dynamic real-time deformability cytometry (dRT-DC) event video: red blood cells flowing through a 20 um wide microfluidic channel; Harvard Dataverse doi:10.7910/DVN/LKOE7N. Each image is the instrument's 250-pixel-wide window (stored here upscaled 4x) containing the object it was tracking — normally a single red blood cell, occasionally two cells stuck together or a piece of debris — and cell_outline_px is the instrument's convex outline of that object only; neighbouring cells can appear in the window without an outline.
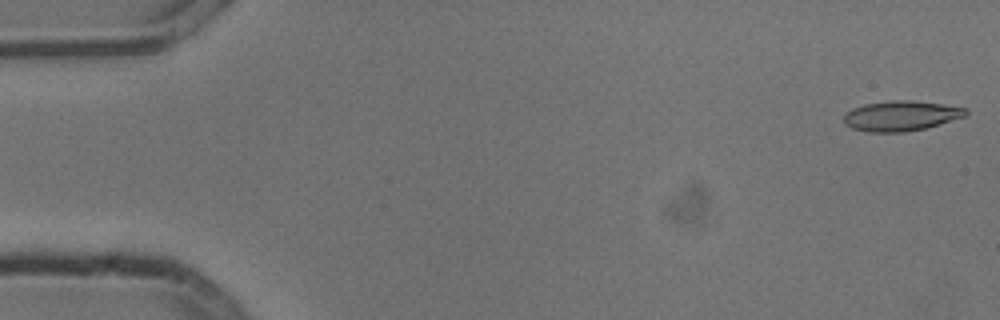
{"species": "common noctule bat (a hibernating species)", "species_latin": "Nyctalus noctula", "temperature_condition": "cold", "stored_images_in_passage": 5, "camera_frame_rate_fps": 3000, "um_per_image_px": 0.085, "animal": {"sex": "male", "body_mass_g": 13.3}, "frame": {"image": 1, "passage_image": 1, "time_ms": 0.0, "image_size_px": [1000, 320], "cell_outline_px": [[968, 112], [964, 116], [940, 124], [924, 128], [904, 132], [868, 132], [852, 128], [844, 124], [844, 116], [852, 108], [864, 104], [892, 100], [908, 100], [940, 104], [968, 108]], "centroid_in_image_um": [76.56, 9.85], "position_along_channel_um": 8.4, "area_um2": 21.21}}
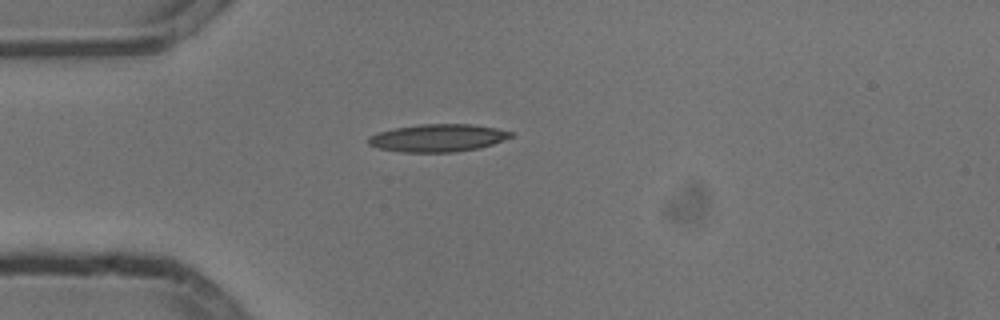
{"frame": {"image": 2, "passage_image": 4, "time_ms": 1.0, "image_size_px": [1000, 320], "cell_outline_px": [[512, 136], [492, 144], [480, 148], [456, 152], [400, 152], [380, 148], [368, 144], [368, 136], [376, 132], [396, 128], [420, 124], [472, 124], [496, 128], [512, 132]], "centroid_in_image_um": [37.19, 11.72], "position_along_channel_um": 47.8, "area_um2": 22.89}}